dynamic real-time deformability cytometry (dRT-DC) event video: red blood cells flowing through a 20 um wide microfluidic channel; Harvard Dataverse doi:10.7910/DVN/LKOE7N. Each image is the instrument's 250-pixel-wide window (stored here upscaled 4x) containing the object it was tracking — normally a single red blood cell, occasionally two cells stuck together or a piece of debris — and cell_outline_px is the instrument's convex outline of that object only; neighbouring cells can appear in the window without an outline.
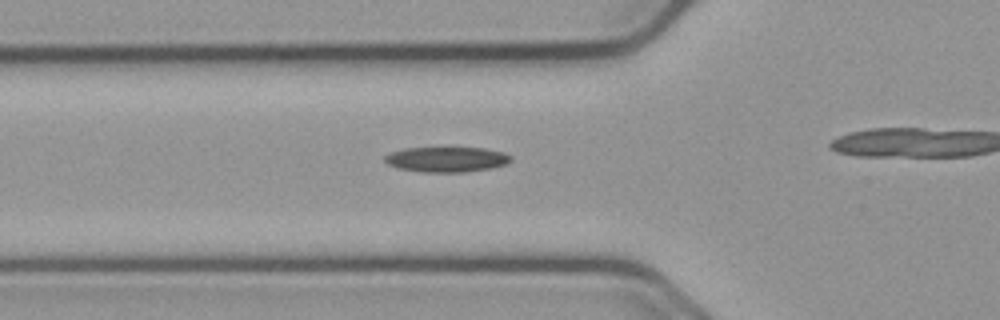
{"species": "common noctule bat (a hibernating species)", "species_latin": "Nyctalus noctula", "temperature_condition": "cold", "stored_images_in_passage": 26, "camera_frame_rate_fps": 3000, "um_per_image_px": 0.085, "animal": {"sex": "male", "body_mass_g": 23.1, "forearm_length_mm": 52.7}, "frame": {"image": 1, "passage_image": 2, "time_ms": 0.333, "image_size_px": [1000, 320], "cell_outline_px": [[512, 160], [508, 164], [492, 168], [464, 172], [420, 172], [400, 168], [388, 164], [384, 160], [384, 156], [392, 152], [404, 148], [484, 148], [504, 152], [512, 156]], "centroid_in_image_um": [38.01, 13.55], "position_along_channel_um": 87.8, "area_um2": 18.55}}
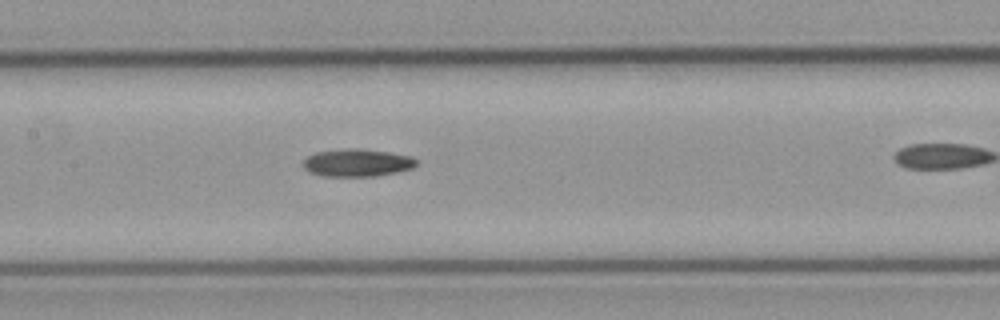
{"frame": {"image": 2, "passage_image": 9, "time_ms": 2.667, "image_size_px": [1000, 320], "cell_outline_px": [[416, 164], [412, 168], [396, 172], [376, 176], [324, 176], [308, 172], [304, 168], [304, 160], [308, 156], [316, 152], [348, 148], [356, 148], [388, 152], [412, 156], [416, 160]], "centroid_in_image_um": [30.35, 13.83], "position_along_channel_um": 177.1, "area_um2": 18.09}}
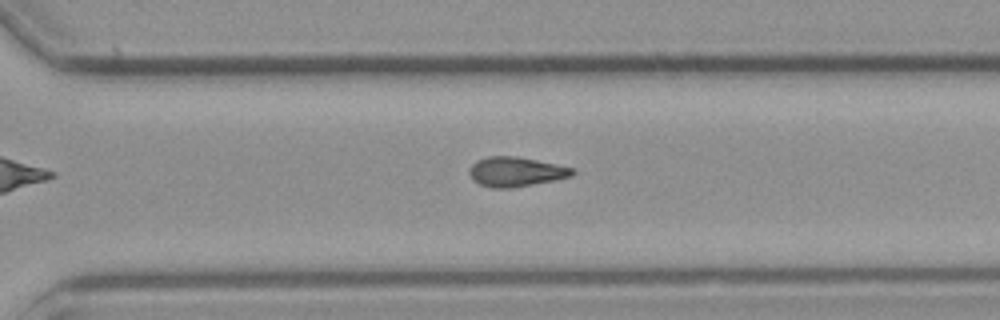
{"frame": {"image": 3, "passage_image": 21, "time_ms": 6.667, "image_size_px": [1000, 320], "cell_outline_px": [[576, 172], [572, 176], [556, 180], [512, 188], [492, 188], [480, 184], [468, 172], [468, 168], [476, 160], [488, 156], [516, 156], [556, 164], [572, 168]], "centroid_in_image_um": [43.85, 14.6], "position_along_channel_um": 326.8, "area_um2": 17.74}}